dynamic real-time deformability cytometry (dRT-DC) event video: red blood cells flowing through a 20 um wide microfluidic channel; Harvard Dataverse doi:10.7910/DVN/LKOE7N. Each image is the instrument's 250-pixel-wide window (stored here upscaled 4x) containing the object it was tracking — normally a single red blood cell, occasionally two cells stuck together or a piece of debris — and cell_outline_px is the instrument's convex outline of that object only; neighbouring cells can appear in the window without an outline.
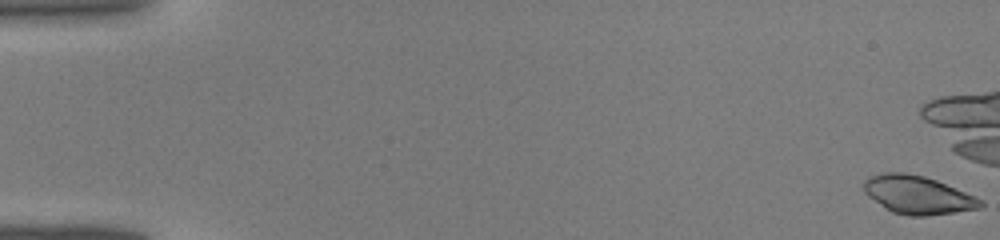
{"species": "common noctule bat (a hibernating species)", "species_latin": "Nyctalus noctula", "temperature_condition": "warm", "stored_images_in_passage": 35, "camera_frame_rate_fps": 3000, "um_per_image_px": 0.085, "animal": {"sex": "male", "body_mass_g": 19.0, "forearm_length_mm": 50.8}, "frame": {"image": 1, "passage_image": 1, "time_ms": 0.0, "image_size_px": [1000, 240], "cell_outline_px": [[984, 204], [980, 208], [924, 216], [908, 216], [892, 212], [884, 208], [868, 196], [864, 192], [864, 180], [868, 176], [884, 172], [904, 172], [924, 176], [936, 180], [976, 196], [984, 200]], "centroid_in_image_um": [77.99, 16.56], "position_along_channel_um": 7.0, "area_um2": 26.07}}